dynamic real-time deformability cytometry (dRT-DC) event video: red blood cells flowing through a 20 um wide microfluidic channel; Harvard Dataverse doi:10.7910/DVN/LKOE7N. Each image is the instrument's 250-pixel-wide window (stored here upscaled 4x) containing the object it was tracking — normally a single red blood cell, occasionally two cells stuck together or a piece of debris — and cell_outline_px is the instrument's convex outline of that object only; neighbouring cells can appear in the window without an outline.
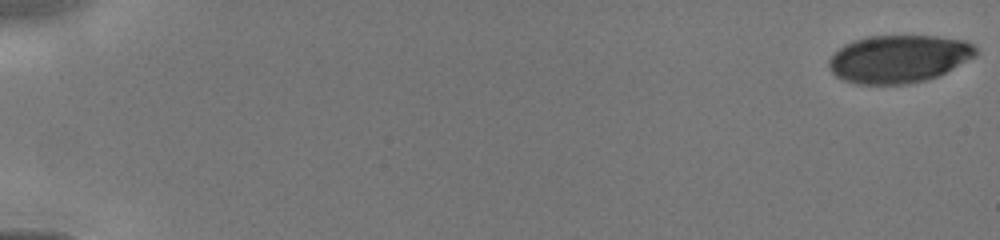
{"species": "human", "species_latin": "Homo sapiens", "temperature_condition": "cold", "stored_images_in_passage": 63, "camera_frame_rate_fps": 3000, "um_per_image_px": 0.085, "donor": {"sex": "male"}, "frame": {"image": 1, "passage_image": 1, "time_ms": 0.0, "image_size_px": [1000, 240], "cell_outline_px": [[976, 56], [936, 76], [924, 80], [908, 84], [856, 84], [844, 80], [836, 76], [828, 68], [828, 60], [844, 44], [852, 40], [868, 36], [936, 36], [964, 40], [972, 44], [976, 48]], "centroid_in_image_um": [76.36, 5.0], "position_along_channel_um": 8.6, "area_um2": 40.69}}
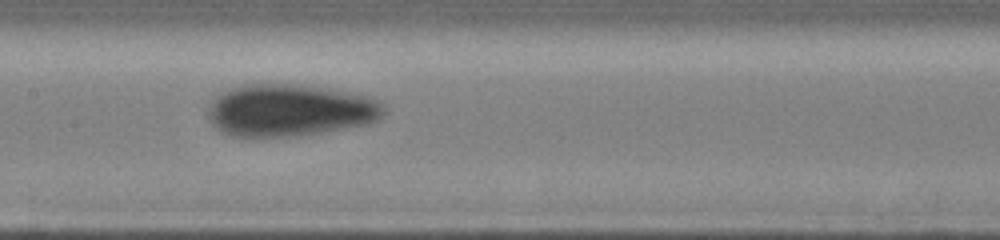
{"frame": {"image": 2, "passage_image": 34, "time_ms": 8.0, "image_size_px": [1000, 240], "cell_outline_px": [[384, 112], [376, 120], [368, 124], [320, 132], [284, 136], [232, 136], [220, 132], [212, 124], [208, 116], [208, 108], [212, 100], [220, 92], [244, 84], [300, 84], [356, 92], [372, 96], [384, 104]], "centroid_in_image_um": [24.64, 9.34], "position_along_channel_um": 182.8, "area_um2": 53.64}}
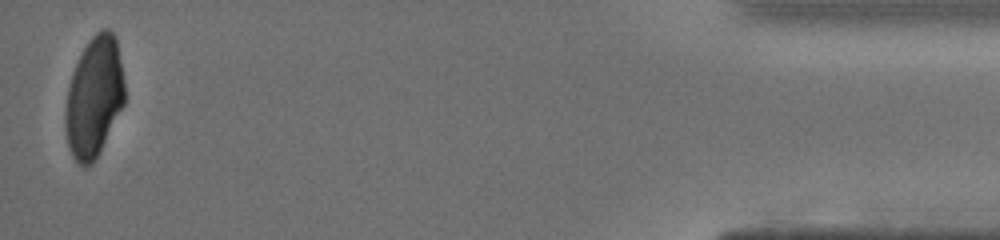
{"frame": {"image": 3, "passage_image": 62, "time_ms": 15.0, "image_size_px": [1000, 240], "cell_outline_px": [[124, 104], [92, 164], [84, 168], [72, 156], [68, 144], [64, 128], [64, 116], [68, 88], [72, 72], [88, 40], [96, 32], [104, 28], [108, 28], [116, 36], [124, 80]], "centroid_in_image_um": [7.99, 8.23], "position_along_channel_um": 427.2, "area_um2": 41.33}}